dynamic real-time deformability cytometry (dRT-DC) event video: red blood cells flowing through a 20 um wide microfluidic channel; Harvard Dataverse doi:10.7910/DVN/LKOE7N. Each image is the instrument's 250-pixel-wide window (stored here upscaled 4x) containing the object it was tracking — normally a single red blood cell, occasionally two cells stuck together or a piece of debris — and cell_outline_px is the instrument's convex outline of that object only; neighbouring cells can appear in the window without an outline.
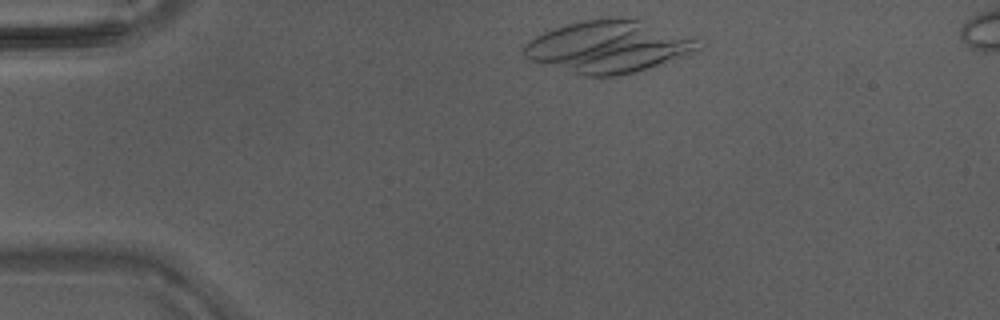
{"species": "Egyptian fruit bat (a non-hibernating species)", "species_latin": "Rousettus aegyptiacus", "temperature_condition": "warm", "stored_images_in_passage": 35, "camera_frame_rate_fps": 3000, "um_per_image_px": 0.085, "animal": {"sex": "male"}, "frame": {"image": 1, "passage_image": 1, "time_ms": 0.0, "image_size_px": [1000, 320], "cell_outline_px": [[704, 48], [684, 56], [636, 72], [616, 76], [584, 76], [528, 60], [520, 52], [524, 44], [528, 40], [544, 32], [580, 20], [600, 16], [644, 16], [700, 36]], "centroid_in_image_um": [51.9, 3.88], "position_along_channel_um": 33.1, "area_um2": 55.78}}